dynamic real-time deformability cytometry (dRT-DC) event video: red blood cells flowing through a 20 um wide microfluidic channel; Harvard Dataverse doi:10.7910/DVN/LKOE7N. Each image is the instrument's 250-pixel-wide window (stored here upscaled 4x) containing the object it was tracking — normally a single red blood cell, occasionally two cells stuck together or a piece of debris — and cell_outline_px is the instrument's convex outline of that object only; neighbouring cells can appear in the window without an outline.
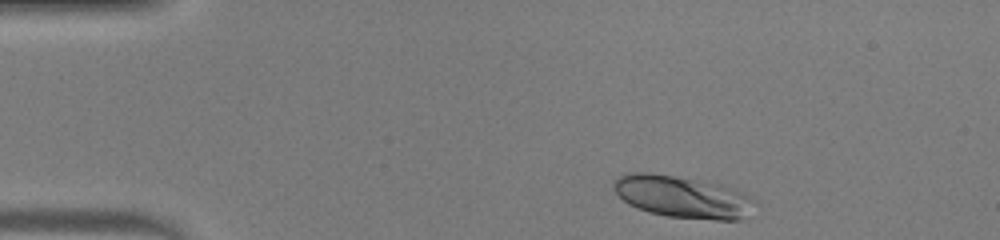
{"species": "human", "species_latin": "Homo sapiens", "temperature_condition": "warm", "stored_images_in_passage": 42, "camera_frame_rate_fps": 3000, "um_per_image_px": 0.085, "donor": {"sex": "male"}, "frame": {"image": 1, "passage_image": 2, "time_ms": 0.333, "image_size_px": [1000, 240], "cell_outline_px": [[760, 204], [740, 220], [716, 220], [668, 216], [648, 212], [628, 204], [616, 192], [612, 184], [620, 176], [628, 172], [648, 172], [724, 184], [736, 188], [752, 196]], "centroid_in_image_um": [58.11, 16.73], "position_along_channel_um": 26.9, "area_um2": 35.03}}
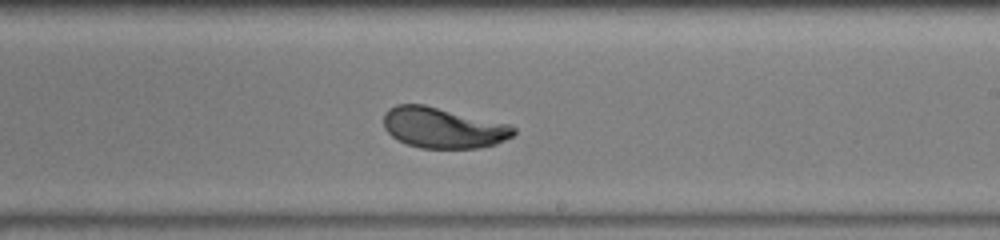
{"frame": {"image": 2, "passage_image": 23, "time_ms": 7.333, "image_size_px": [1000, 240], "cell_outline_px": [[516, 132], [512, 136], [496, 144], [480, 148], [420, 148], [408, 144], [392, 136], [384, 128], [384, 112], [388, 108], [396, 104], [424, 104], [512, 124], [516, 128]], "centroid_in_image_um": [37.69, 10.85], "position_along_channel_um": 251.3, "area_um2": 31.1}}
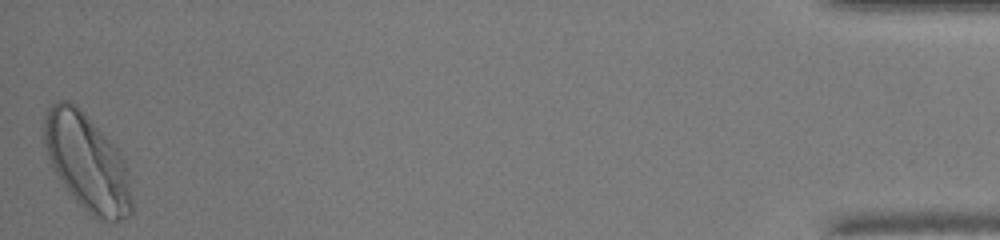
{"frame": {"image": 3, "passage_image": 42, "time_ms": 13.667, "image_size_px": [1000, 240], "cell_outline_px": [[132, 212], [128, 216], [112, 224], [108, 224], [92, 216], [76, 200], [64, 184], [56, 172], [48, 156], [44, 144], [44, 116], [48, 108], [56, 100], [68, 100], [76, 104], [116, 144], [124, 160], [128, 176], [132, 204]], "centroid_in_image_um": [7.43, 13.79], "position_along_channel_um": 427.8, "area_um2": 49.53}, "authors_computed_cell_mechanics": {"area_um2": 31.7033, "velocity_mm_per_s": 4.242, "shape_relaxation_time_tau1_ms": 1.8571, "shape_relaxation_time_tau2_ms": null, "deformation_change_tau1": 0.1368, "deformation_change_tau2": null}}